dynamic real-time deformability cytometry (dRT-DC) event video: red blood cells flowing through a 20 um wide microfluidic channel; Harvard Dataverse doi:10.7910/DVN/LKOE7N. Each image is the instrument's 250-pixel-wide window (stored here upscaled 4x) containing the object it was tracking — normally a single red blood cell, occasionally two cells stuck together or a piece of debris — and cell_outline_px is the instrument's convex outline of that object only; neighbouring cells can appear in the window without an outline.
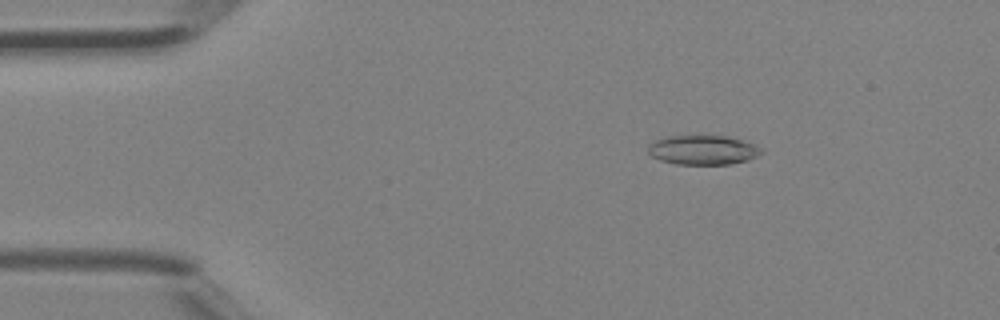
{"species": "Egyptian fruit bat (a non-hibernating species)", "species_latin": "Rousettus aegyptiacus", "temperature_condition": "room temperature", "stored_images_in_passage": 39, "camera_frame_rate_fps": 3000, "um_per_image_px": 0.085, "animal": {"sex": "female"}, "frame": {"image": 1, "passage_image": 4, "time_ms": 1.0, "image_size_px": [1000, 320], "cell_outline_px": [[764, 152], [748, 160], [732, 164], [676, 164], [660, 160], [652, 156], [648, 152], [648, 144], [664, 136], [724, 136], [744, 140], [756, 144], [764, 148]], "centroid_in_image_um": [59.78, 12.74], "position_along_channel_um": 25.2, "area_um2": 19.59}}
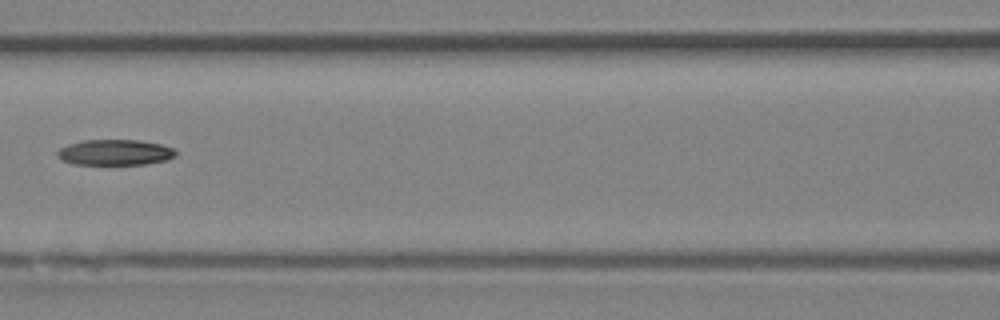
{"frame": {"image": 2, "passage_image": 16, "time_ms": 5.0, "image_size_px": [1000, 320], "cell_outline_px": [[176, 156], [168, 160], [144, 164], [76, 164], [60, 160], [56, 156], [56, 152], [60, 148], [68, 144], [84, 140], [136, 140], [160, 144], [172, 148], [176, 152]], "centroid_in_image_um": [9.75, 12.95], "position_along_channel_um": 156.9, "area_um2": 17.69}}
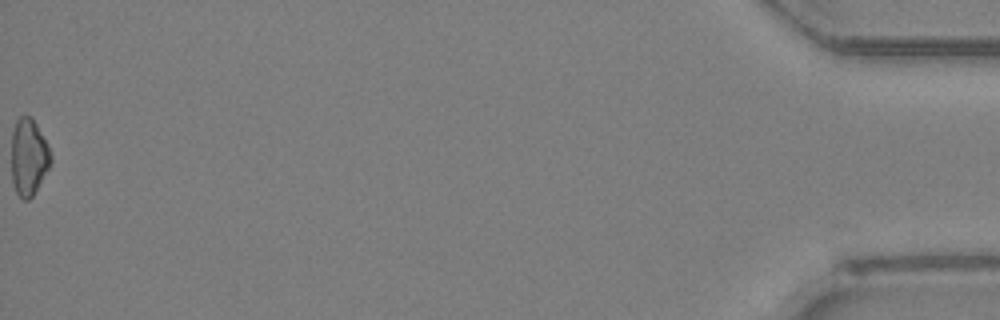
{"frame": {"image": 3, "passage_image": 39, "time_ms": 12.667, "image_size_px": [1000, 320], "cell_outline_px": [[52, 160], [48, 168], [32, 196], [28, 200], [24, 200], [16, 192], [12, 184], [12, 132], [16, 120], [20, 116], [32, 116], [48, 144], [52, 156]], "centroid_in_image_um": [2.43, 13.32], "position_along_channel_um": 432.8, "area_um2": 17.57}}